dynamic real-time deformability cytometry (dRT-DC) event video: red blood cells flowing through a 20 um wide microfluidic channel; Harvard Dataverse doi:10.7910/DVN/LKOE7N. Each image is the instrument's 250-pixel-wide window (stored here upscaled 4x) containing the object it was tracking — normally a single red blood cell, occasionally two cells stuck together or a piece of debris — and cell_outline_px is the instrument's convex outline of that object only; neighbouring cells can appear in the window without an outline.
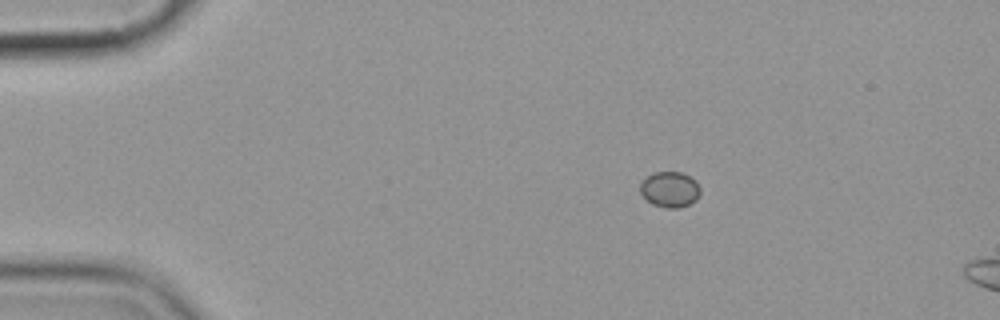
{"species": "common noctule bat (a hibernating species)", "species_latin": "Nyctalus noctula", "temperature_condition": "cold", "stored_images_in_passage": 3, "camera_frame_rate_fps": 3000, "um_per_image_px": 0.085, "animal": {"sex": "female", "body_mass_g": 19.9}, "frame": {"image": 1, "passage_image": 1, "time_ms": 0.0, "image_size_px": [1000, 320], "cell_outline_px": [[700, 192], [696, 200], [680, 208], [664, 208], [652, 204], [640, 192], [640, 184], [648, 176], [656, 172], [680, 172], [696, 180], [700, 188]], "centroid_in_image_um": [56.95, 16.11], "position_along_channel_um": 28.0, "area_um2": 12.37}}